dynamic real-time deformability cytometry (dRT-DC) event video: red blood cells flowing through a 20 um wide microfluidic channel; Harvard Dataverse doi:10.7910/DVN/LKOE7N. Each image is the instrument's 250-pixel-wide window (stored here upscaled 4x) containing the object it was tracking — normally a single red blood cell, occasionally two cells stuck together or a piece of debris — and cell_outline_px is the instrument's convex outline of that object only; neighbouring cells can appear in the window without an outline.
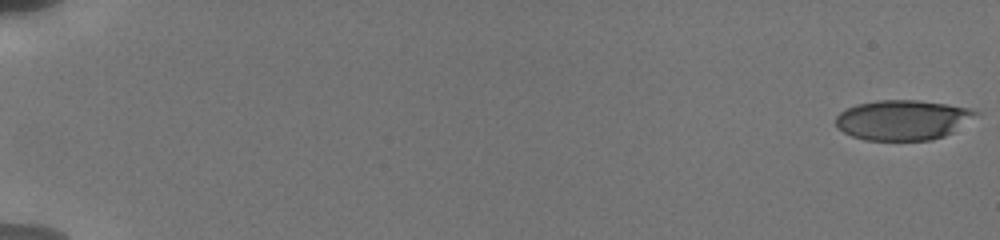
{"species": "human", "species_latin": "Homo sapiens", "temperature_condition": "cold", "stored_images_in_passage": 66, "camera_frame_rate_fps": 3000, "um_per_image_px": 0.085, "donor": {"sex": "male"}, "frame": {"image": 1, "passage_image": 1, "time_ms": 0.0, "image_size_px": [1000, 240], "cell_outline_px": [[984, 112], [952, 132], [944, 136], [932, 140], [864, 140], [852, 136], [844, 132], [836, 124], [836, 116], [840, 112], [856, 104], [876, 100], [916, 100], [944, 104], [968, 108]], "centroid_in_image_um": [76.76, 10.19], "position_along_channel_um": 8.2, "area_um2": 32.66}}
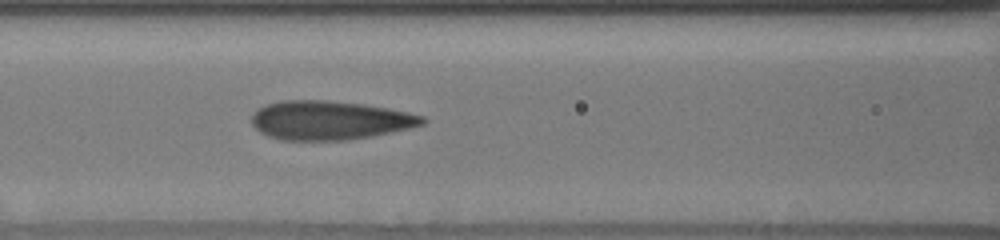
{"frame": {"image": 2, "passage_image": 33, "time_ms": 8.667, "image_size_px": [1000, 240], "cell_outline_px": [[428, 120], [424, 124], [408, 128], [372, 136], [348, 140], [280, 140], [268, 136], [260, 132], [252, 124], [252, 112], [256, 108], [264, 104], [284, 100], [328, 100], [364, 104], [388, 108], [408, 112], [424, 116]], "centroid_in_image_um": [27.99, 10.21], "position_along_channel_um": 138.6, "area_um2": 39.02}}
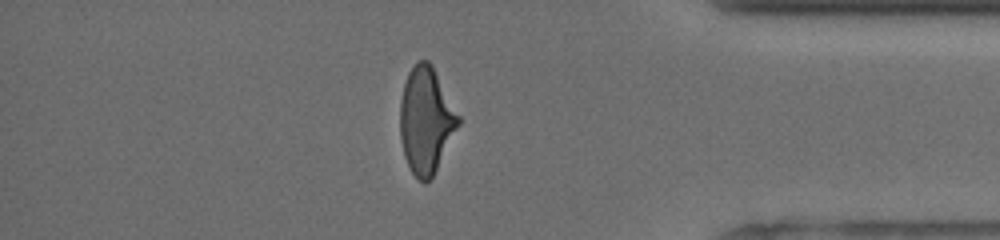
{"frame": {"image": 3, "passage_image": 57, "time_ms": 16.0, "image_size_px": [1000, 240], "cell_outline_px": [[460, 124], [432, 176], [424, 184], [412, 172], [404, 156], [400, 140], [400, 100], [404, 84], [408, 72], [416, 60], [428, 60], [432, 64], [460, 116]], "centroid_in_image_um": [36.2, 10.18], "position_along_channel_um": 399.0, "area_um2": 36.01}, "authors_computed_cell_mechanics": {"area_um2": 36.2984, "velocity_mm_per_s": 3.8262, "shape_relaxation_time_tau1_ms": 5.168, "shape_relaxation_time_tau2_ms": 1.0021, "deformation_change_tau1": 0.1783, "deformation_change_tau2": 0.0869}}